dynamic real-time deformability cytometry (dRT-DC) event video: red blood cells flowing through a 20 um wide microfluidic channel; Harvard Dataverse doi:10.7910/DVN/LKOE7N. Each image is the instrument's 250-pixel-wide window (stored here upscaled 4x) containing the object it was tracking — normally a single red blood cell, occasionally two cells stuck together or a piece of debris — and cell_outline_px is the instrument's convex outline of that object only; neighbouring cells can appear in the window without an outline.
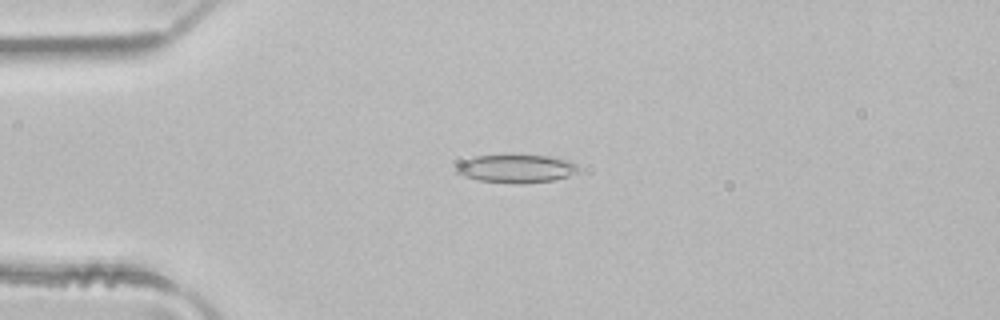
{"species": "common noctule bat (a hibernating species)", "species_latin": "Nyctalus noctula", "temperature_condition": "room temperature", "stored_images_in_passage": 4, "camera_frame_rate_fps": 3000, "um_per_image_px": 0.085, "animal": {"sex": "male", "body_mass_g": 21.5, "forearm_length_mm": 52.0}, "frame": {"image": 1, "passage_image": 4, "time_ms": 1.0, "image_size_px": [1000, 320], "cell_outline_px": [[580, 168], [576, 172], [568, 176], [552, 180], [520, 184], [480, 180], [464, 176], [456, 172], [452, 168], [456, 164], [476, 156], [548, 156], [572, 160]], "centroid_in_image_um": [43.88, 14.34], "position_along_channel_um": 41.1, "area_um2": 19.83}}